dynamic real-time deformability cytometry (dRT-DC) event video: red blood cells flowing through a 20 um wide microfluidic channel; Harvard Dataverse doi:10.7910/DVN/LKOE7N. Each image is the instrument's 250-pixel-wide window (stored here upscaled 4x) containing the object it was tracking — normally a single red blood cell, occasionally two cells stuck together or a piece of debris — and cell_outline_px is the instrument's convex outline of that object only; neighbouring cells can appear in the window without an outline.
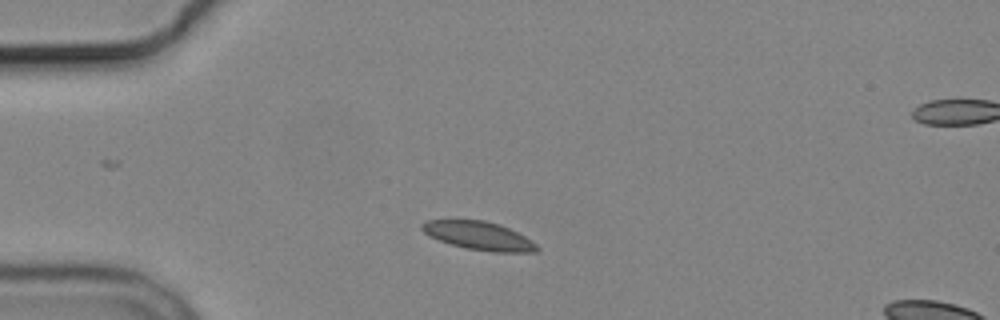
{"species": "common noctule bat (a hibernating species)", "species_latin": "Nyctalus noctula", "temperature_condition": "cold", "stored_images_in_passage": 3, "camera_frame_rate_fps": 3000, "um_per_image_px": 0.085, "animal": {"sex": "male", "body_mass_g": 19.2, "forearm_length_mm": 51.8}, "frame": {"image": 1, "passage_image": 1, "time_ms": 0.0, "image_size_px": [1000, 320], "cell_outline_px": [[540, 248], [536, 252], [492, 252], [464, 248], [428, 236], [420, 228], [420, 224], [428, 220], [484, 220], [508, 228], [532, 240]], "centroid_in_image_um": [40.69, 20.04], "position_along_channel_um": 44.3, "area_um2": 18.9}}